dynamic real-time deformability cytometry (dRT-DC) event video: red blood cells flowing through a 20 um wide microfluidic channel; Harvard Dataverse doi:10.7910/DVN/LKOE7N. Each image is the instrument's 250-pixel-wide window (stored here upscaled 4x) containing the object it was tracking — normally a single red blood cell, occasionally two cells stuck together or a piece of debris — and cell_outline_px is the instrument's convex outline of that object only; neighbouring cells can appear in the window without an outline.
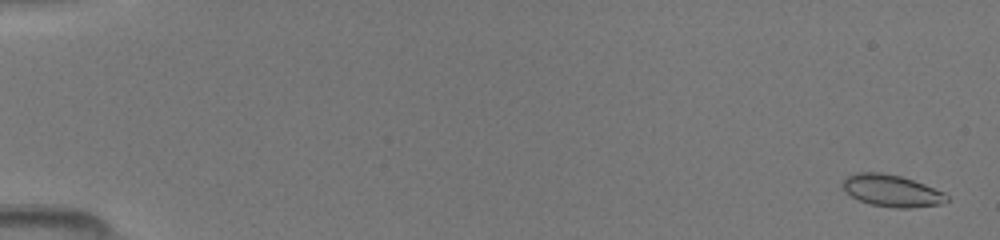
{"species": "common noctule bat (a hibernating species)", "species_latin": "Nyctalus noctula", "temperature_condition": "room temperature", "stored_images_in_passage": 50, "camera_frame_rate_fps": 3000, "um_per_image_px": 0.085, "animal": {"sex": "female", "body_mass_g": 19.5, "forearm_length_mm": 54.1}, "frame": {"image": 1, "passage_image": 2, "time_ms": 0.333, "image_size_px": [1000, 240], "cell_outline_px": [[948, 200], [940, 204], [912, 208], [896, 208], [872, 204], [860, 200], [852, 196], [840, 184], [848, 176], [856, 172], [880, 172], [900, 176], [924, 184], [944, 192], [948, 196]], "centroid_in_image_um": [75.81, 16.21], "position_along_channel_um": 9.2, "area_um2": 19.13}}
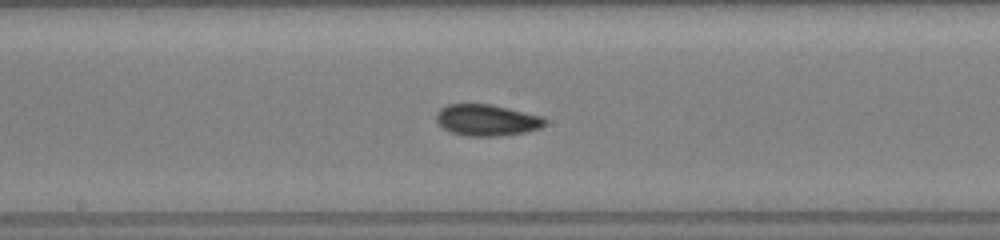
{"frame": {"image": 2, "passage_image": 28, "time_ms": 9.0, "image_size_px": [1000, 240], "cell_outline_px": [[548, 120], [540, 128], [524, 132], [500, 136], [464, 136], [452, 132], [444, 128], [436, 120], [436, 112], [440, 108], [448, 104], [492, 104], [544, 116]], "centroid_in_image_um": [41.4, 10.2], "position_along_channel_um": 206.8, "area_um2": 20.0}}
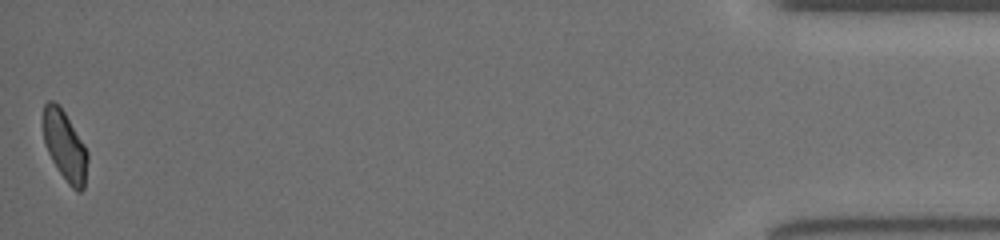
{"frame": {"image": 3, "passage_image": 50, "time_ms": 16.333, "image_size_px": [1000, 240], "cell_outline_px": [[88, 160], [84, 188], [80, 192], [76, 192], [68, 184], [52, 160], [44, 144], [44, 104], [48, 100], [52, 100], [60, 104], [84, 144], [88, 152]], "centroid_in_image_um": [5.53, 12.4], "position_along_channel_um": 429.7, "area_um2": 18.09}}